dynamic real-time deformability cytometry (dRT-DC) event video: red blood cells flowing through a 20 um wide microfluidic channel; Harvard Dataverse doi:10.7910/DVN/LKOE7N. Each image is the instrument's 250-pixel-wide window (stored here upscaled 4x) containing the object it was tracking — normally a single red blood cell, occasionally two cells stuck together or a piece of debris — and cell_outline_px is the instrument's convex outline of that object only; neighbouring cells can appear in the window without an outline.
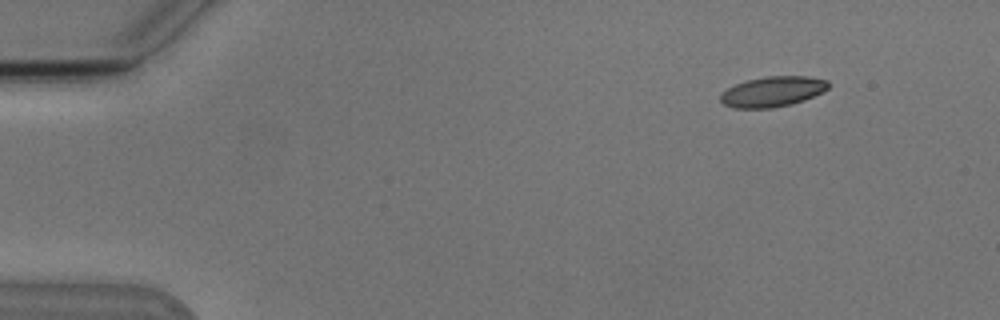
{"species": "Egyptian fruit bat (a non-hibernating species)", "species_latin": "Rousettus aegyptiacus", "temperature_condition": "cold", "stored_images_in_passage": 5, "camera_frame_rate_fps": 3000, "um_per_image_px": 0.085, "animal": {"sex": "male"}, "frame": {"image": 1, "passage_image": 1, "time_ms": 0.0, "image_size_px": [1000, 320], "cell_outline_px": [[832, 84], [828, 88], [804, 100], [792, 104], [772, 108], [732, 108], [724, 104], [720, 100], [720, 96], [728, 88], [736, 84], [748, 80], [768, 76], [804, 76], [828, 80]], "centroid_in_image_um": [65.68, 7.79], "position_along_channel_um": 19.3, "area_um2": 18.9}}
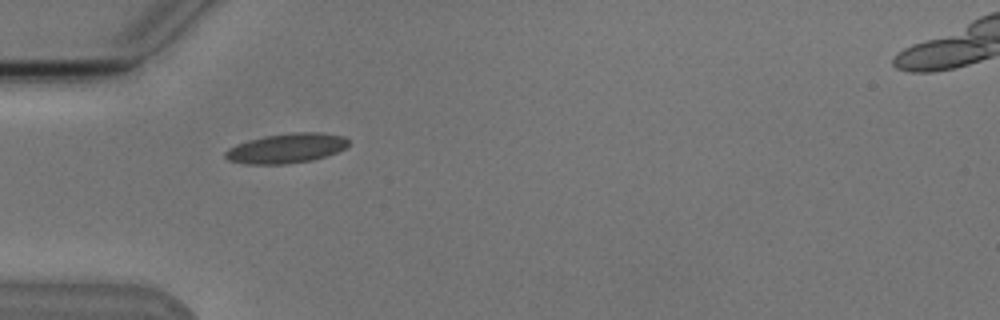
{"frame": {"image": 2, "passage_image": 4, "time_ms": 3.667, "image_size_px": [1000, 320], "cell_outline_px": [[348, 144], [344, 148], [336, 152], [312, 160], [284, 164], [248, 164], [228, 160], [224, 156], [224, 152], [228, 148], [236, 144], [248, 140], [264, 136], [292, 132], [320, 132], [344, 136], [348, 140]], "centroid_in_image_um": [24.31, 12.59], "position_along_channel_um": 60.7, "area_um2": 21.27}}